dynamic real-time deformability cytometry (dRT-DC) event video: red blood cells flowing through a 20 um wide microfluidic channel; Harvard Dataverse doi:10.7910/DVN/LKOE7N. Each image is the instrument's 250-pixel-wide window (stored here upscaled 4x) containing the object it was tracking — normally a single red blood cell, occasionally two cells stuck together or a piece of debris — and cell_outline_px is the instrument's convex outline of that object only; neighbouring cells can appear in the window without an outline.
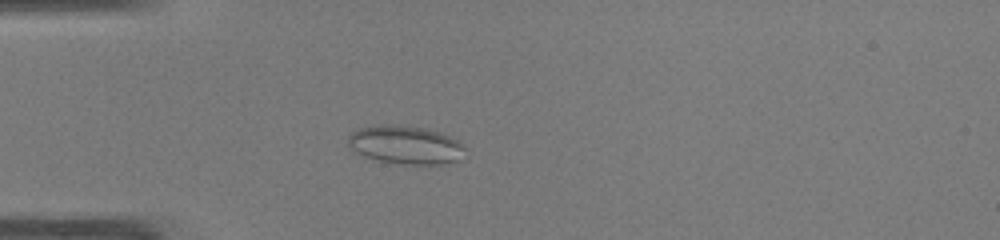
{"species": "common noctule bat (a hibernating species)", "species_latin": "Nyctalus noctula", "temperature_condition": "warm", "stored_images_in_passage": 37, "camera_frame_rate_fps": 3000, "um_per_image_px": 0.085, "animal": {"sex": "male", "body_mass_g": 19.0, "forearm_length_mm": 50.8}, "frame": {"image": 1, "passage_image": 3, "time_ms": 0.667, "image_size_px": [1000, 240], "cell_outline_px": [[464, 148], [460, 160], [444, 164], [400, 164], [380, 160], [364, 156], [356, 152], [348, 144], [348, 136], [352, 132], [360, 128], [384, 124], [392, 124], [424, 128], [440, 132], [464, 144]], "centroid_in_image_um": [34.47, 12.31], "position_along_channel_um": 50.5, "area_um2": 25.95}}
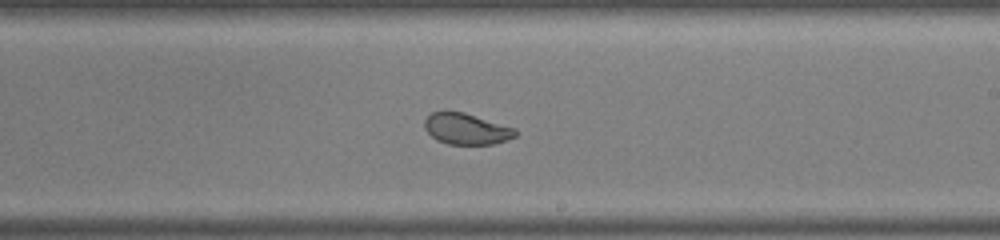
{"frame": {"image": 2, "passage_image": 18, "time_ms": 5.667, "image_size_px": [1000, 240], "cell_outline_px": [[520, 132], [516, 136], [492, 144], [448, 144], [436, 140], [424, 128], [424, 120], [432, 112], [464, 112], [516, 128]], "centroid_in_image_um": [39.66, 10.96], "position_along_channel_um": 249.3, "area_um2": 16.42}}
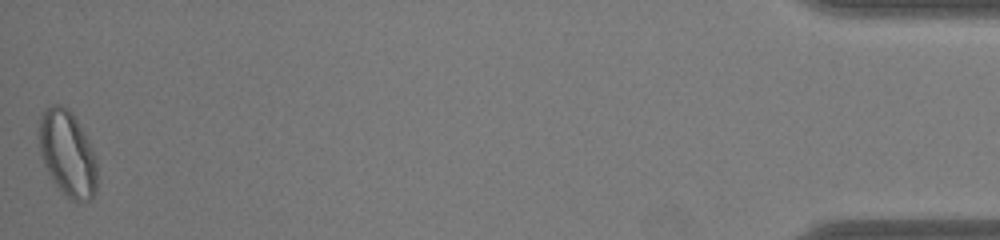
{"frame": {"image": 3, "passage_image": 37, "time_ms": 12.0, "image_size_px": [1000, 240], "cell_outline_px": [[96, 192], [92, 200], [72, 200], [56, 184], [48, 172], [40, 156], [36, 136], [36, 132], [40, 116], [52, 104], [60, 104], [68, 108], [72, 112], [96, 156]], "centroid_in_image_um": [5.69, 13.01], "position_along_channel_um": 429.5, "area_um2": 29.07}, "authors_computed_cell_mechanics": {"area_um2": 20.3456, "velocity_mm_per_s": 4.2519, "shape_relaxation_time_tau1_ms": null, "shape_relaxation_time_tau2_ms": 0.5397, "deformation_change_tau1": null, "deformation_change_tau2": 0.0621}}